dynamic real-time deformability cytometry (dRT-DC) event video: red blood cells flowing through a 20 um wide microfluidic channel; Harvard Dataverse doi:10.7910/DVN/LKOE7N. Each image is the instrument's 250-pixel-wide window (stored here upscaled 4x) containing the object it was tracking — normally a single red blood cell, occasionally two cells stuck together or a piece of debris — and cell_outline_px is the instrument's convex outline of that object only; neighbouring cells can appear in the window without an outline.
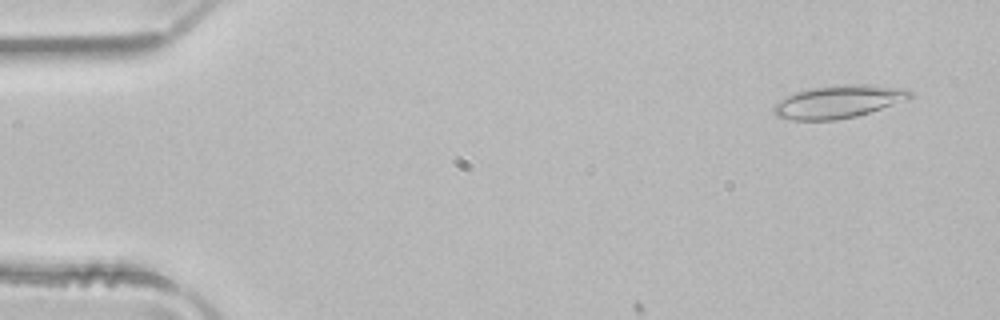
{"species": "common noctule bat (a hibernating species)", "species_latin": "Nyctalus noctula", "temperature_condition": "room temperature", "stored_images_in_passage": 6, "camera_frame_rate_fps": 3000, "um_per_image_px": 0.085, "animal": {"sex": "male", "body_mass_g": 21.5, "forearm_length_mm": 52.0}, "frame": {"image": 1, "passage_image": 2, "time_ms": 0.333, "image_size_px": [1000, 320], "cell_outline_px": [[912, 100], [856, 116], [836, 120], [792, 120], [776, 116], [772, 112], [772, 108], [780, 100], [796, 92], [812, 88], [844, 84], [864, 84], [908, 88], [912, 92]], "centroid_in_image_um": [71.36, 8.64], "position_along_channel_um": 13.6, "area_um2": 26.36}}